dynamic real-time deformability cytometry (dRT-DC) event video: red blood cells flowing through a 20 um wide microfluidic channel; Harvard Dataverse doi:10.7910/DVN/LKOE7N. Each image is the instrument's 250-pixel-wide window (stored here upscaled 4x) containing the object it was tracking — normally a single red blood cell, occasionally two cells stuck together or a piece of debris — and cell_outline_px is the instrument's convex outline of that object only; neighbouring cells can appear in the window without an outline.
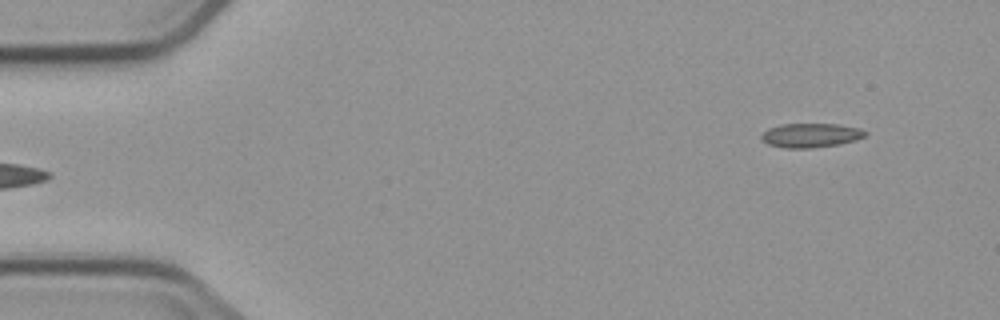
{"species": "common noctule bat (a hibernating species)", "species_latin": "Nyctalus noctula", "temperature_condition": "cold", "stored_images_in_passage": 5, "camera_frame_rate_fps": 3000, "um_per_image_px": 0.085, "animal": {"sex": "male", "body_mass_g": 23.1, "forearm_length_mm": 52.7}, "frame": {"image": 1, "passage_image": 5, "time_ms": 4.667, "image_size_px": [1000, 320], "cell_outline_px": [[868, 132], [864, 136], [856, 140], [840, 144], [812, 148], [784, 148], [768, 144], [760, 136], [768, 128], [780, 124], [836, 124], [860, 128]], "centroid_in_image_um": [68.92, 11.5], "position_along_channel_um": 16.1, "area_um2": 14.62}}